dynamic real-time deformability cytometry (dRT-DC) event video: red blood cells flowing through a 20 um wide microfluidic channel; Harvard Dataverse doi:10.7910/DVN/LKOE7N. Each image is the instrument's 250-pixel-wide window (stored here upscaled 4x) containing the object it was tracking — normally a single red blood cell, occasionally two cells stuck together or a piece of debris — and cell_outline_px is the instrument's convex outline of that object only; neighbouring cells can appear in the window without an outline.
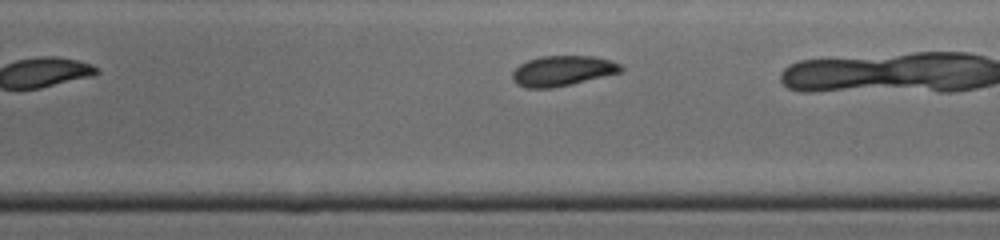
{"species": "common noctule bat (a hibernating species)", "species_latin": "Nyctalus noctula", "temperature_condition": "cold", "stored_images_in_passage": 23, "camera_frame_rate_fps": 3000, "um_per_image_px": 0.085, "animal": {"sex": "male", "body_mass_g": 19.0, "forearm_length_mm": 50.8}, "frame": {"image": 1, "passage_image": 14, "time_ms": 4.333, "image_size_px": [1000, 240], "cell_outline_px": [[624, 68], [620, 72], [568, 84], [548, 88], [524, 88], [516, 84], [512, 80], [512, 72], [520, 64], [528, 60], [540, 56], [592, 56], [612, 60], [620, 64]], "centroid_in_image_um": [47.77, 6.01], "position_along_channel_um": 241.2, "area_um2": 18.9}}
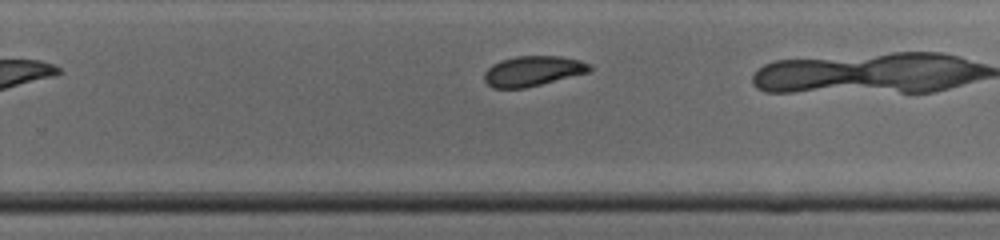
{"frame": {"image": 2, "passage_image": 17, "time_ms": 5.333, "image_size_px": [1000, 240], "cell_outline_px": [[592, 72], [524, 88], [492, 88], [484, 80], [484, 72], [492, 64], [500, 60], [516, 56], [560, 56], [580, 60], [592, 64]], "centroid_in_image_um": [45.32, 6.03], "position_along_channel_um": 284.5, "area_um2": 18.73}}